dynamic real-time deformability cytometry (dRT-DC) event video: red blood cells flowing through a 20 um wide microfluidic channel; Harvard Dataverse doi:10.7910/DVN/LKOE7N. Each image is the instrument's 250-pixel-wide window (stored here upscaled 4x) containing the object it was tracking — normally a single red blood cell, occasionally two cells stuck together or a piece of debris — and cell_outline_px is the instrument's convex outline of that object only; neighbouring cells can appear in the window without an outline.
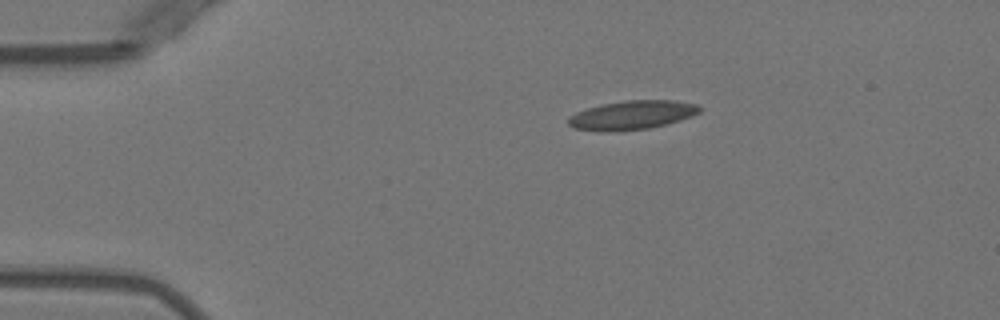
{"species": "Egyptian fruit bat (a non-hibernating species)", "species_latin": "Rousettus aegyptiacus", "temperature_condition": "warm", "stored_images_in_passage": 4, "camera_frame_rate_fps": 3000, "um_per_image_px": 0.085, "animal": {"sex": "female"}, "frame": {"image": 1, "passage_image": 1, "time_ms": 0.0, "image_size_px": [1000, 320], "cell_outline_px": [[700, 112], [692, 116], [680, 120], [648, 128], [572, 128], [568, 124], [568, 116], [576, 112], [588, 108], [604, 104], [624, 100], [676, 100], [696, 104], [700, 108]], "centroid_in_image_um": [53.8, 9.71], "position_along_channel_um": 31.2, "area_um2": 20.92}}
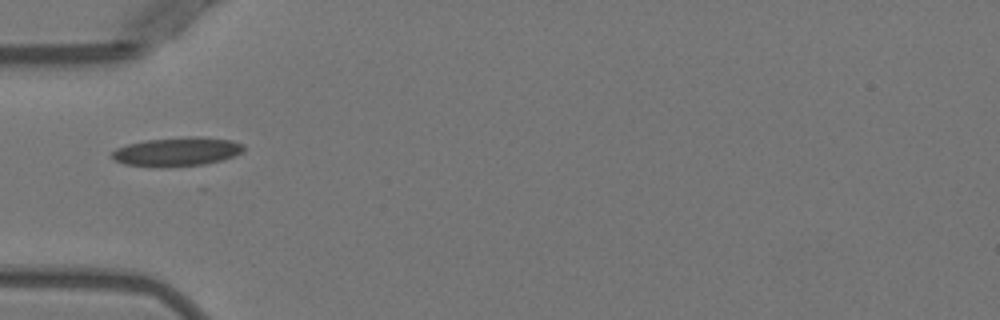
{"frame": {"image": 2, "passage_image": 3, "time_ms": 2.333, "image_size_px": [1000, 320], "cell_outline_px": [[244, 152], [220, 160], [204, 164], [168, 168], [152, 168], [124, 164], [116, 160], [112, 156], [112, 152], [116, 148], [128, 144], [144, 140], [192, 136], [200, 136], [232, 140], [244, 144]], "centroid_in_image_um": [15.04, 12.9], "position_along_channel_um": 70.0, "area_um2": 22.54}}
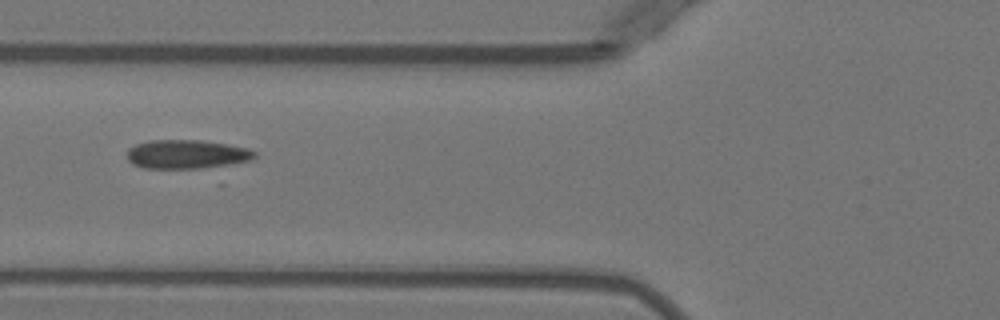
{"frame": {"image": 3, "passage_image": 4, "time_ms": 3.333, "image_size_px": [1000, 320], "cell_outline_px": [[256, 156], [248, 160], [224, 168], [144, 168], [132, 164], [128, 160], [128, 148], [136, 144], [152, 140], [200, 140], [228, 144], [248, 148], [256, 152]], "centroid_in_image_um": [15.93, 13.13], "position_along_channel_um": 109.9, "area_um2": 21.85}}